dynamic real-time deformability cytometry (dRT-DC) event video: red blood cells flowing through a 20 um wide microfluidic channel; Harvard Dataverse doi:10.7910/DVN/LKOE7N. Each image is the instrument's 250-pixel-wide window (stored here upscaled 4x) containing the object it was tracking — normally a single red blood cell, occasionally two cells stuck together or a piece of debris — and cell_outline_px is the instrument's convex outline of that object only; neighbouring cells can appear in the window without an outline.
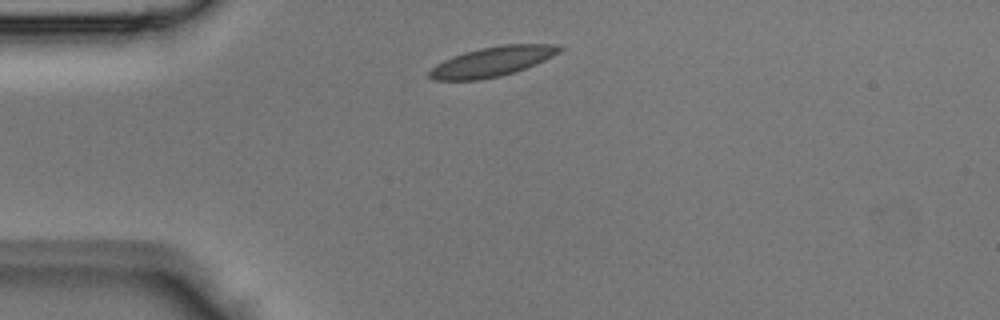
{"species": "Egyptian fruit bat (a non-hibernating species)", "species_latin": "Rousettus aegyptiacus", "temperature_condition": "room temperature", "stored_images_in_passage": 2, "camera_frame_rate_fps": 3000, "um_per_image_px": 0.085, "animal": {"sex": "male"}, "frame": {"image": 1, "passage_image": 1, "time_ms": 0.0, "image_size_px": [1000, 320], "cell_outline_px": [[564, 48], [560, 52], [536, 64], [500, 76], [480, 80], [432, 80], [428, 76], [428, 72], [436, 64], [452, 56], [464, 52], [480, 48], [504, 44], [556, 44]], "centroid_in_image_um": [41.82, 5.23], "position_along_channel_um": 43.2, "area_um2": 22.48}}